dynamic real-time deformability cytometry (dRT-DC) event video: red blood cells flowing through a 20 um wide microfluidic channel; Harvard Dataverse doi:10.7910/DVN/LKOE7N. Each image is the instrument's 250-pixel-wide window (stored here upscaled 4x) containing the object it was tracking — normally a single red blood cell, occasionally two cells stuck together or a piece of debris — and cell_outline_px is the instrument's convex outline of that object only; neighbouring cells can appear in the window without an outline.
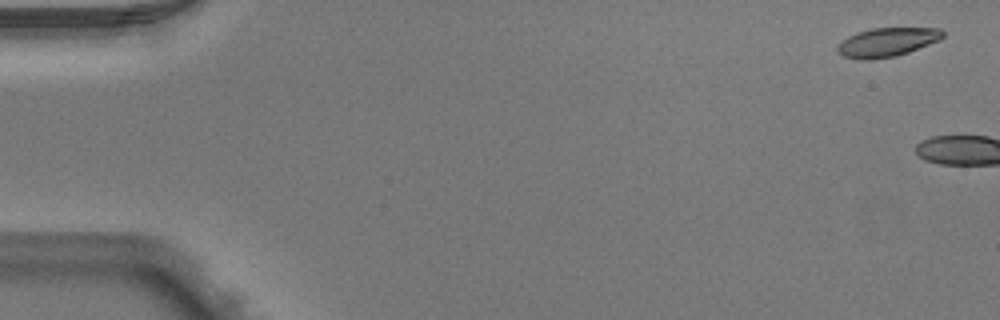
{"species": "Egyptian fruit bat (a non-hibernating species)", "species_latin": "Rousettus aegyptiacus", "temperature_condition": "warm", "stored_images_in_passage": 4, "camera_frame_rate_fps": 3000, "um_per_image_px": 0.085, "animal": {"sex": "male"}, "frame": {"image": 1, "passage_image": 1, "time_ms": 0.0, "image_size_px": [1000, 320], "cell_outline_px": [[944, 36], [940, 40], [908, 52], [896, 56], [872, 60], [864, 60], [844, 56], [836, 52], [836, 48], [848, 36], [856, 32], [872, 28], [940, 28], [944, 32]], "centroid_in_image_um": [75.4, 3.59], "position_along_channel_um": 9.6, "area_um2": 17.74}}